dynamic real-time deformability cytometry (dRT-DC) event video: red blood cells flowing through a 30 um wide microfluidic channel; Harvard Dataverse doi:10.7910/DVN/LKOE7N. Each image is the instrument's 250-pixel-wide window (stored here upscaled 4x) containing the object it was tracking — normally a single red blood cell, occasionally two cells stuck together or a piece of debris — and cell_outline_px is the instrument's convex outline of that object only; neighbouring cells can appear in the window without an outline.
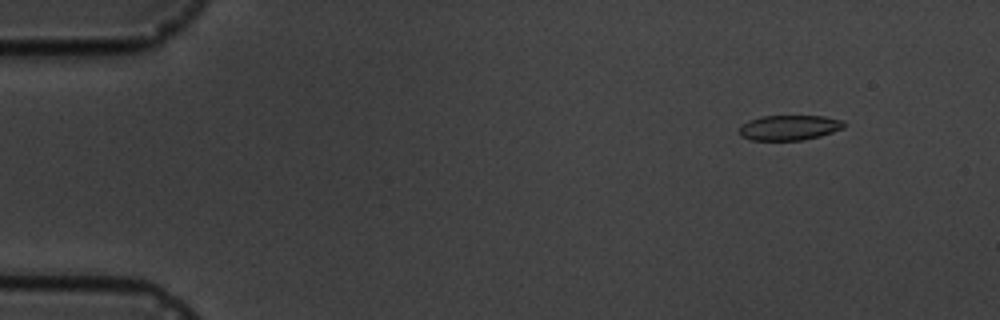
{"species": "common noctule bat (a hibernating species)", "species_latin": "Nyctalus noctula", "temperature_condition": "cold", "stored_images_in_passage": 5, "camera_frame_rate_fps": 3000, "um_per_image_px": 0.085, "animal": {"sex": "male", "body_mass_g": 19.5, "forearm_length_mm": 54.6}, "frame": {"image": 1, "passage_image": 2, "time_ms": 1.333, "image_size_px": [1000, 320], "cell_outline_px": [[844, 128], [820, 136], [804, 140], [748, 140], [740, 136], [740, 128], [748, 120], [764, 116], [824, 116], [844, 120]], "centroid_in_image_um": [67.1, 10.85], "position_along_channel_um": 17.9, "area_um2": 15.32}}
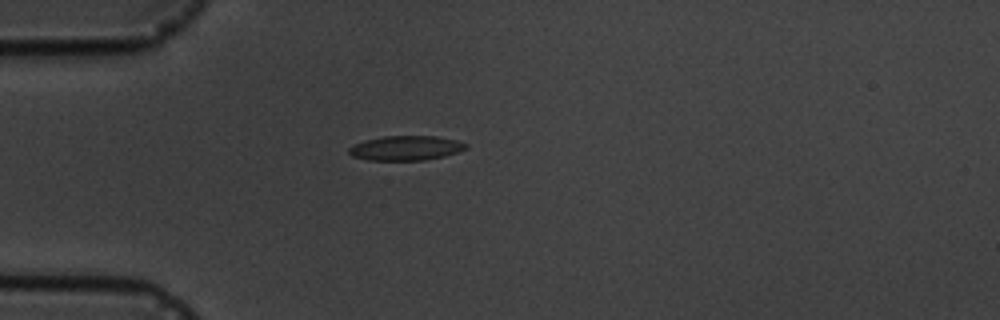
{"frame": {"image": 2, "passage_image": 5, "time_ms": 4.667, "image_size_px": [1000, 320], "cell_outline_px": [[468, 148], [444, 156], [424, 160], [368, 160], [352, 156], [348, 152], [348, 148], [364, 140], [384, 136], [436, 136], [456, 140], [468, 144]], "centroid_in_image_um": [34.5, 12.58], "position_along_channel_um": 50.5, "area_um2": 16.7}}